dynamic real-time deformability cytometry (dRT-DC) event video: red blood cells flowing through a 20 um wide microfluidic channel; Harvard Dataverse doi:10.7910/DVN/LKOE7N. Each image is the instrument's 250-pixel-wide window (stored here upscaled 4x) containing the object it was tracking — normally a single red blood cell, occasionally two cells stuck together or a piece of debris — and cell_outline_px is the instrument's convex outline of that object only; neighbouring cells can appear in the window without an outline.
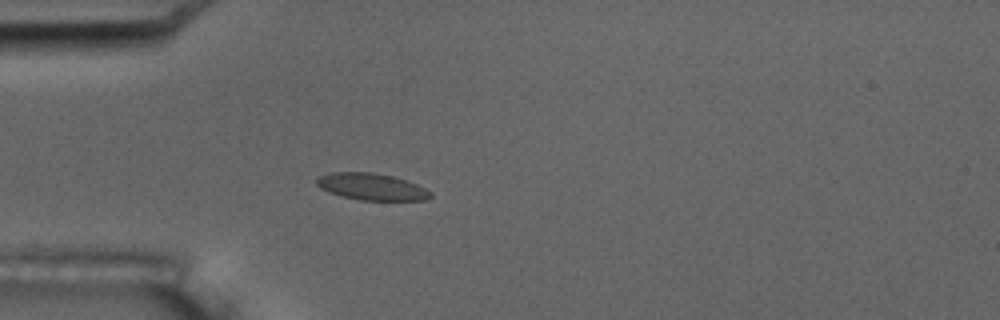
{"species": "common noctule bat (a hibernating species)", "species_latin": "Nyctalus noctula", "temperature_condition": "room temperature", "stored_images_in_passage": 5, "camera_frame_rate_fps": 3000, "um_per_image_px": 0.085, "animal": {"sex": "male", "body_mass_g": 17.5, "forearm_length_mm": 52.3}, "frame": {"image": 1, "passage_image": 5, "time_ms": 4.667, "image_size_px": [1000, 320], "cell_outline_px": [[432, 196], [424, 200], [360, 200], [328, 192], [320, 188], [316, 184], [316, 180], [320, 176], [332, 172], [372, 172], [392, 176], [416, 184], [432, 192]], "centroid_in_image_um": [31.57, 15.87], "position_along_channel_um": 53.4, "area_um2": 17.57}}